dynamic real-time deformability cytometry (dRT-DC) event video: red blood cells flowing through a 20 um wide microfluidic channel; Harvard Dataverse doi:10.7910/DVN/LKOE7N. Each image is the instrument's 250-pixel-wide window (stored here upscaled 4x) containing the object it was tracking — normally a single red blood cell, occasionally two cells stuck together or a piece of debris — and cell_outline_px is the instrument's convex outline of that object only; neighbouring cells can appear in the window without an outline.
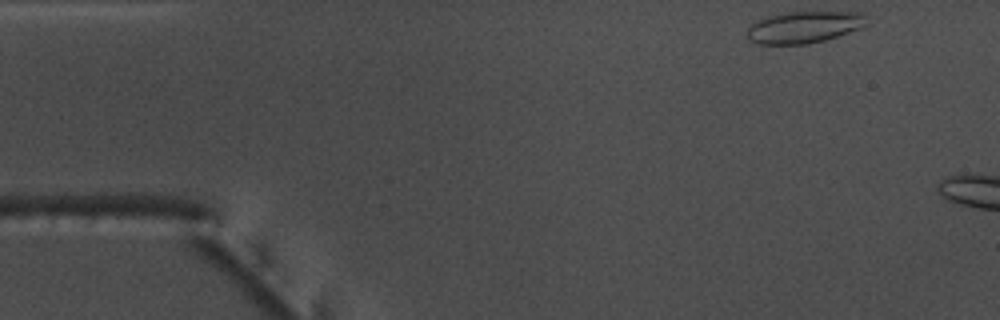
{"species": "common noctule bat (a hibernating species)", "species_latin": "Nyctalus noctula", "temperature_condition": "warm", "stored_images_in_passage": 5, "camera_frame_rate_fps": 3000, "um_per_image_px": 0.085, "animal": {"sex": "male", "body_mass_g": 17.5, "forearm_length_mm": 52.3}, "frame": {"image": 1, "passage_image": 1, "time_ms": 0.0, "image_size_px": [1000, 320], "cell_outline_px": [[864, 24], [848, 32], [824, 40], [808, 44], [760, 44], [748, 40], [748, 28], [752, 24], [768, 16], [788, 12], [864, 12]], "centroid_in_image_um": [68.29, 2.31], "position_along_channel_um": 16.7, "area_um2": 21.56}}